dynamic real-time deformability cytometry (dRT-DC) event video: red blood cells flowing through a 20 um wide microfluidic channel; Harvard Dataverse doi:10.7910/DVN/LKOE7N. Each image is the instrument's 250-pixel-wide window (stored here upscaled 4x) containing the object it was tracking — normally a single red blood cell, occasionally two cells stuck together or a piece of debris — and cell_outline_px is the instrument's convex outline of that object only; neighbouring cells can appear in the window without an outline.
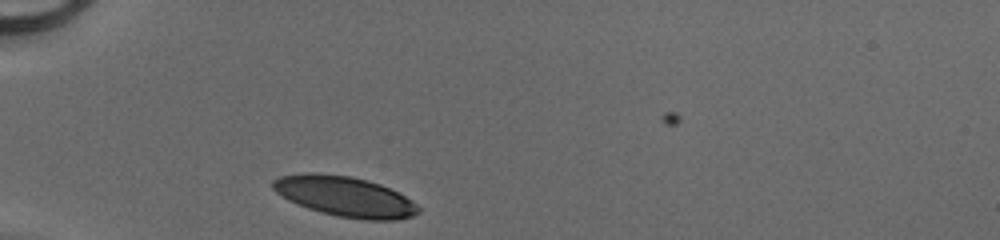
{"species": "human", "species_latin": "Homo sapiens", "temperature_condition": "cold", "stored_images_in_passage": 26, "camera_frame_rate_fps": 3000, "um_per_image_px": 0.085, "donor": {"sex": "male"}, "frame": {"image": 1, "passage_image": 1, "time_ms": 0.0, "image_size_px": [1000, 240], "cell_outline_px": [[420, 212], [412, 216], [396, 220], [368, 220], [340, 216], [308, 208], [288, 200], [276, 192], [272, 188], [272, 180], [280, 176], [304, 172], [316, 172], [352, 176], [368, 180], [380, 184], [412, 200], [420, 208]], "centroid_in_image_um": [29.3, 16.68], "position_along_channel_um": 55.7, "area_um2": 33.99}}
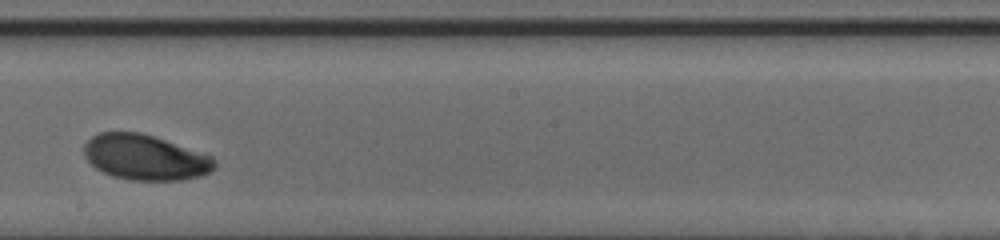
{"frame": {"image": 2, "passage_image": 15, "time_ms": 4.667, "image_size_px": [1000, 240], "cell_outline_px": [[216, 168], [200, 176], [180, 180], [128, 180], [112, 176], [96, 168], [84, 156], [84, 144], [92, 136], [100, 132], [140, 132], [212, 156], [216, 160]], "centroid_in_image_um": [12.33, 13.38], "position_along_channel_um": 235.9, "area_um2": 34.28}}
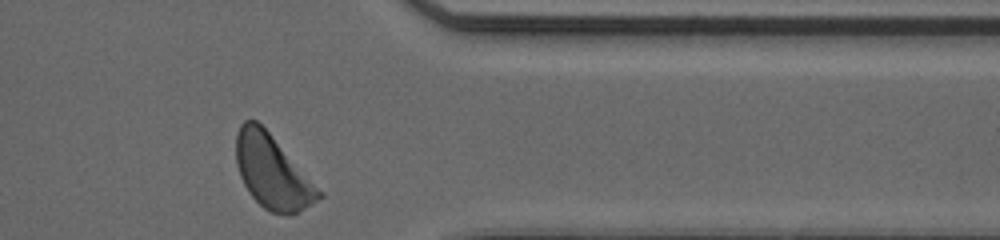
{"frame": {"image": 3, "passage_image": 26, "time_ms": 8.333, "image_size_px": [1000, 240], "cell_outline_px": [[324, 196], [296, 212], [288, 216], [284, 216], [272, 212], [264, 208], [248, 192], [240, 176], [236, 164], [236, 132], [240, 124], [244, 120], [256, 120], [268, 132], [324, 192]], "centroid_in_image_um": [23.14, 14.62], "position_along_channel_um": 388.3, "area_um2": 35.14}}